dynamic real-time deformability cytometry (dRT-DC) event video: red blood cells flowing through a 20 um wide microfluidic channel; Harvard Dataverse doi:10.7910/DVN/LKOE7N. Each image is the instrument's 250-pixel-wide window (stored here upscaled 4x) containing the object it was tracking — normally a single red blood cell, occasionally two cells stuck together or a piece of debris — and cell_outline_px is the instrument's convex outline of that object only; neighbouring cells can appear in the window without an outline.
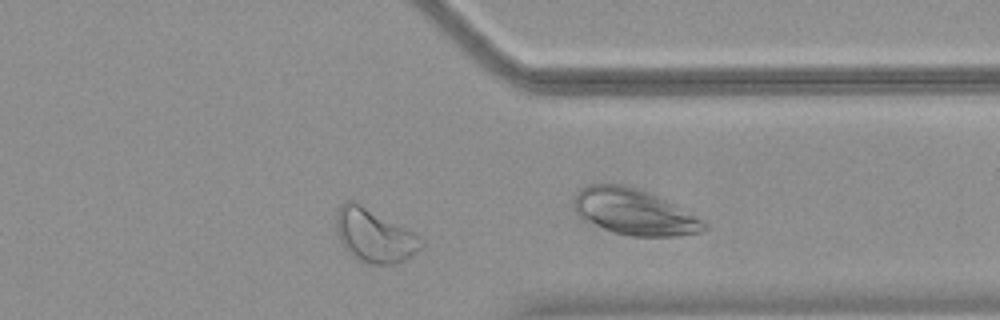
{"species": "common noctule bat (a hibernating species)", "species_latin": "Nyctalus noctula", "temperature_condition": "warm", "stored_images_in_passage": 30, "camera_frame_rate_fps": 3000, "um_per_image_px": 0.085, "animal": {"sex": "female", "body_mass_g": 18.4}, "frame": {"image": 1, "passage_image": 26, "time_ms": 8.333, "image_size_px": [1000, 320], "cell_outline_px": [[424, 244], [416, 252], [404, 260], [392, 264], [372, 264], [360, 260], [352, 256], [344, 248], [340, 240], [336, 228], [336, 216], [340, 208], [348, 200], [356, 200], [420, 236], [424, 240]], "centroid_in_image_um": [31.82, 20.01], "position_along_channel_um": 379.6, "area_um2": 26.24}}